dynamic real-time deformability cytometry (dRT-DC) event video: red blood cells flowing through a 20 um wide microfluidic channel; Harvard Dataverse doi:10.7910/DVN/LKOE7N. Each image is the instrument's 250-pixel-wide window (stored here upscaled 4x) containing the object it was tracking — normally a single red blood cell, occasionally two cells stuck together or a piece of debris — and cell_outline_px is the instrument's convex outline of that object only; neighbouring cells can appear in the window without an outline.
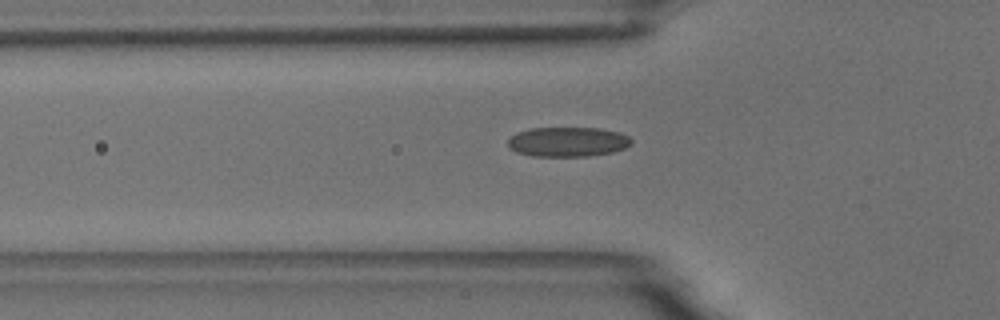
{"species": "common noctule bat (a hibernating species)", "species_latin": "Nyctalus noctula", "temperature_condition": "room temperature", "stored_images_in_passage": 41, "camera_frame_rate_fps": 3000, "um_per_image_px": 0.085, "animal": {"sex": "male", "body_mass_g": 18.8}, "frame": {"image": 1, "passage_image": 9, "time_ms": 2.667, "image_size_px": [1000, 320], "cell_outline_px": [[632, 144], [624, 148], [612, 152], [588, 156], [532, 156], [516, 152], [508, 144], [508, 140], [516, 132], [528, 128], [596, 128], [620, 132], [628, 136], [632, 140]], "centroid_in_image_um": [48.26, 12.05], "position_along_channel_um": 77.5, "area_um2": 21.33}}
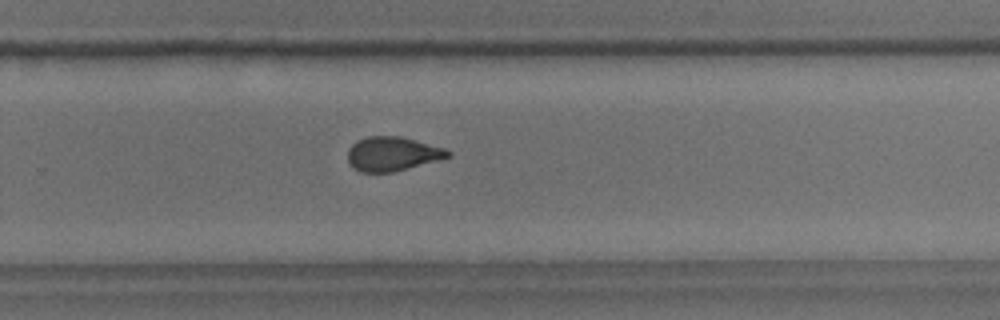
{"frame": {"image": 2, "passage_image": 27, "time_ms": 8.667, "image_size_px": [1000, 320], "cell_outline_px": [[452, 156], [440, 160], [392, 172], [360, 172], [348, 160], [348, 148], [356, 140], [368, 136], [400, 136], [444, 148], [452, 152]], "centroid_in_image_um": [33.37, 13.07], "position_along_channel_um": 296.4, "area_um2": 19.88}}
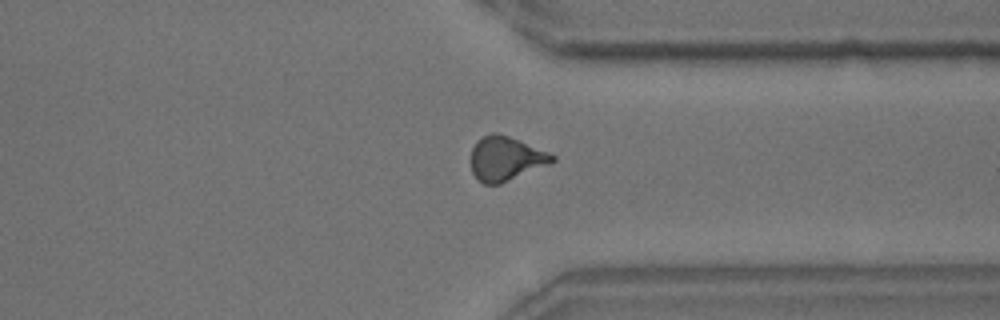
{"frame": {"image": 3, "passage_image": 33, "time_ms": 10.667, "image_size_px": [1000, 320], "cell_outline_px": [[556, 160], [548, 164], [500, 184], [484, 184], [472, 172], [472, 148], [476, 140], [492, 132], [496, 132], [508, 136], [548, 152], [556, 156]], "centroid_in_image_um": [42.98, 13.47], "position_along_channel_um": 368.4, "area_um2": 20.58}}